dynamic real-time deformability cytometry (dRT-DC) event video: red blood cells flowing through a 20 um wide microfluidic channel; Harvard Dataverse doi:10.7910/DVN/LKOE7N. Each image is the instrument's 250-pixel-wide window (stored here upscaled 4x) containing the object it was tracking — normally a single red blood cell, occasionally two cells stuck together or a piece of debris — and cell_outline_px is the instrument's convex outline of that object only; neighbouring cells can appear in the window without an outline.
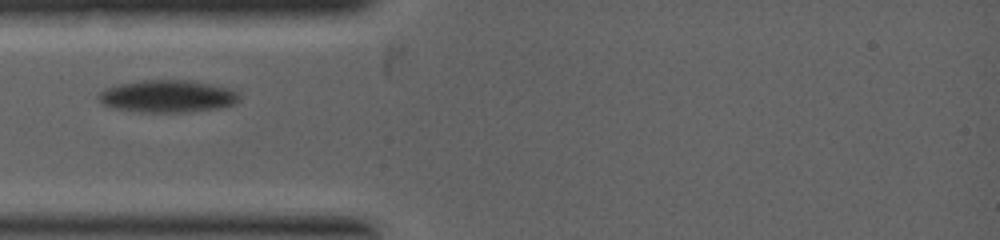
{"species": "common noctule bat (a hibernating species)", "species_latin": "Nyctalus noctula", "temperature_condition": "warm", "stored_images_in_passage": 3, "camera_frame_rate_fps": 5000, "um_per_image_px": 0.085, "animal": {"sex": "female", "body_mass_g": 19.0, "forearm_length_mm": 53.3}, "frame": {"image": 1, "passage_image": 1, "time_ms": 0.0, "image_size_px": [1000, 240], "cell_outline_px": [[240, 100], [236, 104], [224, 108], [192, 112], [140, 112], [112, 108], [100, 104], [96, 96], [104, 88], [120, 84], [140, 80], [188, 80], [212, 84], [228, 88], [240, 92]], "centroid_in_image_um": [14.26, 8.19], "position_along_channel_um": 70.7, "area_um2": 27.17}}
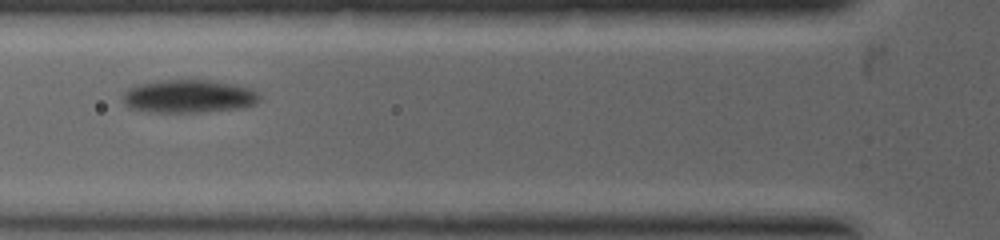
{"frame": {"image": 2, "passage_image": 2, "time_ms": 0.6, "image_size_px": [1000, 240], "cell_outline_px": [[260, 100], [256, 104], [244, 108], [208, 112], [148, 112], [128, 108], [124, 104], [120, 96], [128, 88], [136, 84], [160, 80], [208, 80], [236, 84], [252, 88], [260, 96]], "centroid_in_image_um": [16.03, 8.19], "position_along_channel_um": 109.8, "area_um2": 27.05}}